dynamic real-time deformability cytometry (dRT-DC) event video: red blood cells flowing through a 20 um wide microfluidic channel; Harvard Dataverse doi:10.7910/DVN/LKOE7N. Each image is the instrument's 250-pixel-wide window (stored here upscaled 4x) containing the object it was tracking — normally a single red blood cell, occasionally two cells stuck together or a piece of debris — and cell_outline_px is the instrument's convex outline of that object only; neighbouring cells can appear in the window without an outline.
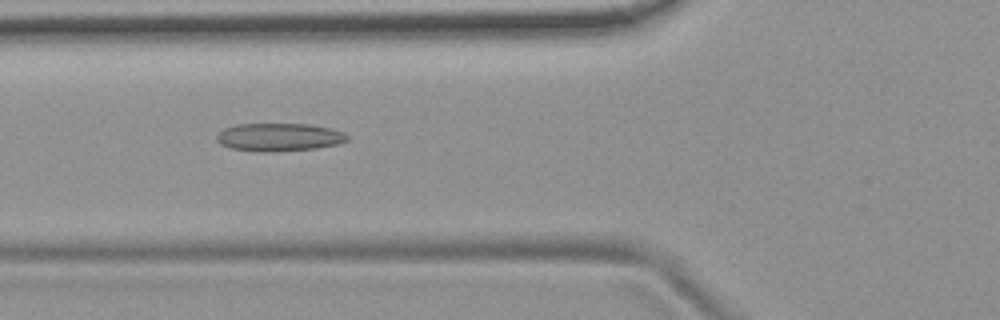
{"species": "common noctule bat (a hibernating species)", "species_latin": "Nyctalus noctula", "temperature_condition": "room temperature", "stored_images_in_passage": 54, "camera_frame_rate_fps": 3000, "um_per_image_px": 0.085, "animal": {"sex": "female", "body_mass_g": 19.9}, "frame": {"image": 1, "passage_image": 20, "time_ms": 6.333, "image_size_px": [1000, 320], "cell_outline_px": [[348, 140], [336, 144], [316, 148], [272, 152], [264, 152], [232, 148], [220, 144], [216, 140], [216, 136], [224, 128], [236, 124], [308, 124], [332, 128], [344, 132], [348, 136]], "centroid_in_image_um": [23.72, 11.65], "position_along_channel_um": 102.1, "area_um2": 21.27}}
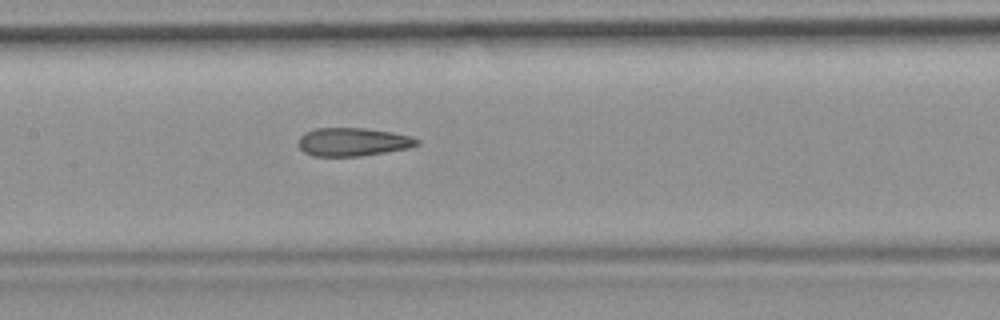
{"frame": {"image": 2, "passage_image": 26, "time_ms": 8.333, "image_size_px": [1000, 320], "cell_outline_px": [[420, 144], [408, 148], [360, 156], [312, 156], [304, 152], [296, 144], [300, 136], [304, 132], [316, 128], [364, 128], [392, 132], [412, 136], [420, 140]], "centroid_in_image_um": [29.97, 12.06], "position_along_channel_um": 177.4, "area_um2": 19.71}}
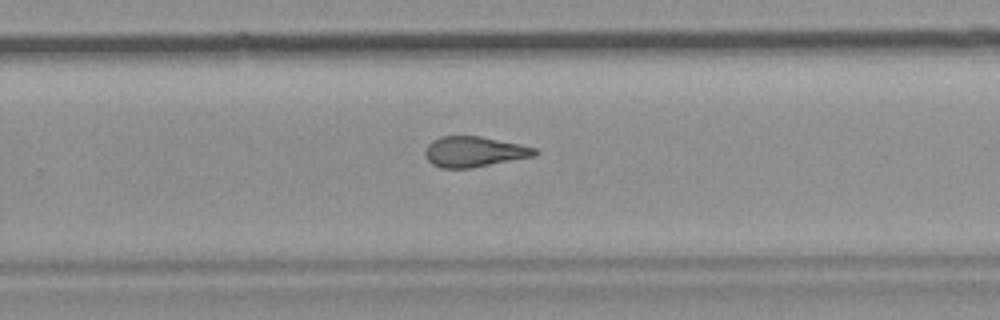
{"frame": {"image": 3, "passage_image": 35, "time_ms": 11.333, "image_size_px": [1000, 320], "cell_outline_px": [[540, 152], [532, 156], [472, 168], [440, 168], [432, 164], [428, 160], [424, 152], [428, 144], [432, 140], [440, 136], [480, 136], [520, 144], [536, 148]], "centroid_in_image_um": [40.27, 12.89], "position_along_channel_um": 289.5, "area_um2": 19.42}, "authors_computed_cell_mechanics": {"area_um2": 20.6346, "velocity_mm_per_s": 3.759, "shape_relaxation_time_tau1_ms": null, "shape_relaxation_time_tau2_ms": 2.1625, "deformation_change_tau1": null, "deformation_change_tau2": 0.1195}}